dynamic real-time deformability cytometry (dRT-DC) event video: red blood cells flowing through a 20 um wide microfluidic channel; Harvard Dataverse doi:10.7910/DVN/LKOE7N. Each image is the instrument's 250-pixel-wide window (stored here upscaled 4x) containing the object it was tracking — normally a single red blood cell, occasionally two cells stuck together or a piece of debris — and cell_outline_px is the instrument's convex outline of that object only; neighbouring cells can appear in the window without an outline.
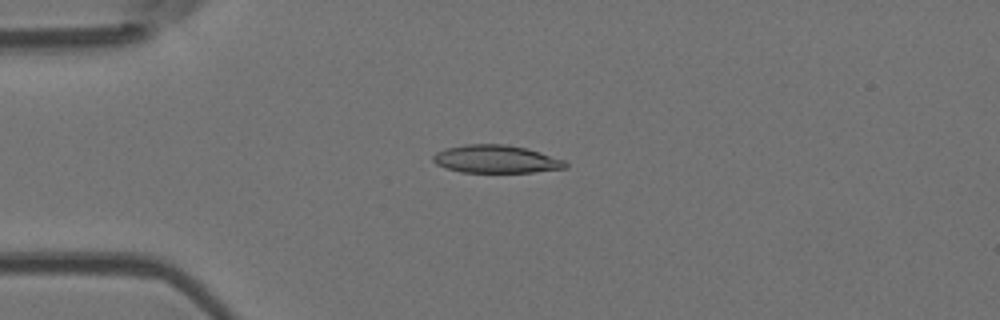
{"species": "Egyptian fruit bat (a non-hibernating species)", "species_latin": "Rousettus aegyptiacus", "temperature_condition": "room temperature", "stored_images_in_passage": 8, "camera_frame_rate_fps": 3000, "um_per_image_px": 0.085, "animal": {"sex": "female"}, "frame": {"image": 1, "passage_image": 3, "time_ms": 2.333, "image_size_px": [1000, 320], "cell_outline_px": [[568, 168], [532, 172], [460, 172], [436, 164], [432, 160], [432, 156], [436, 152], [444, 148], [464, 144], [508, 144], [540, 152], [564, 160], [568, 164]], "centroid_in_image_um": [42.15, 13.52], "position_along_channel_um": 42.9, "area_um2": 21.56}}
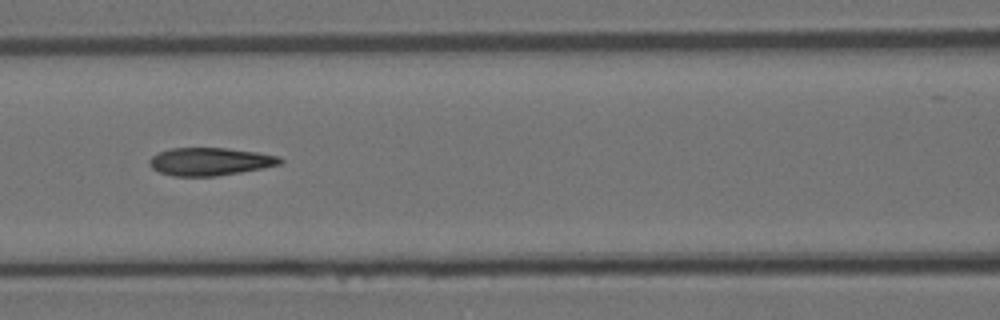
{"frame": {"image": 2, "passage_image": 6, "time_ms": 5.667, "image_size_px": [1000, 320], "cell_outline_px": [[284, 160], [280, 164], [264, 168], [216, 176], [172, 176], [160, 172], [152, 168], [148, 164], [148, 160], [152, 156], [160, 152], [172, 148], [228, 148], [256, 152], [280, 156]], "centroid_in_image_um": [17.86, 13.73], "position_along_channel_um": 148.7, "area_um2": 21.21}}
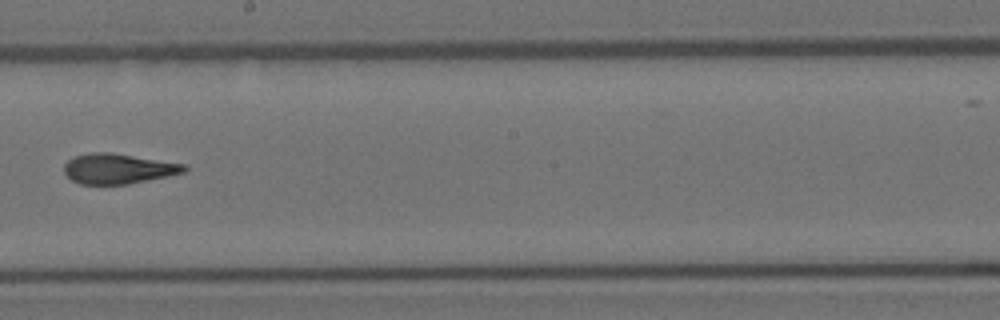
{"frame": {"image": 3, "passage_image": 8, "time_ms": 8.0, "image_size_px": [1000, 320], "cell_outline_px": [[188, 168], [184, 172], [168, 176], [128, 184], [80, 184], [72, 180], [64, 172], [64, 164], [72, 156], [88, 152], [112, 152], [188, 164]], "centroid_in_image_um": [10.05, 14.32], "position_along_channel_um": 238.1, "area_um2": 21.39}}